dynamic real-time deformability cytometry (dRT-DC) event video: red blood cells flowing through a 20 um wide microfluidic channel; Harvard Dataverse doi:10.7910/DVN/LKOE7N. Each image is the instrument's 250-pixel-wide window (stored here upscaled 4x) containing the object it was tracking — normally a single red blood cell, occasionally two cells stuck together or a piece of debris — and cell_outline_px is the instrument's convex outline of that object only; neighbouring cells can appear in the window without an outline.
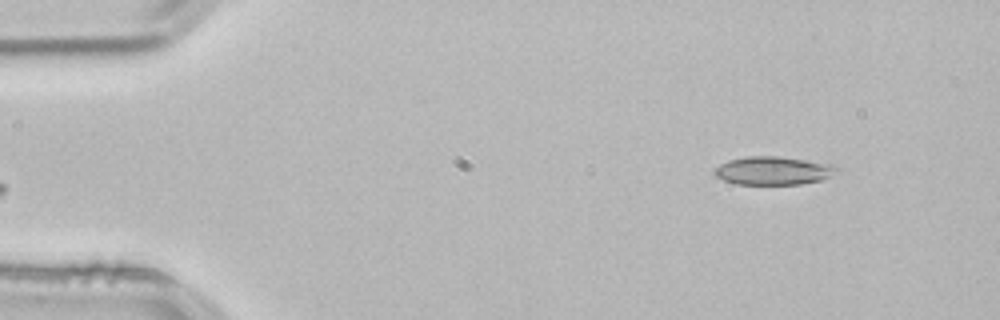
{"species": "common noctule bat (a hibernating species)", "species_latin": "Nyctalus noctula", "temperature_condition": "room temperature", "stored_images_in_passage": 48, "camera_frame_rate_fps": 3000, "um_per_image_px": 0.085, "animal": {"sex": "male", "body_mass_g": 21.5, "forearm_length_mm": 52.0}, "frame": {"image": 1, "passage_image": 1, "time_ms": 0.0, "image_size_px": [1000, 320], "cell_outline_px": [[840, 172], [820, 180], [800, 184], [736, 184], [724, 180], [716, 176], [712, 172], [720, 164], [728, 160], [748, 156], [776, 156], [832, 164]], "centroid_in_image_um": [65.71, 14.51], "position_along_channel_um": 19.3, "area_um2": 20.0}}
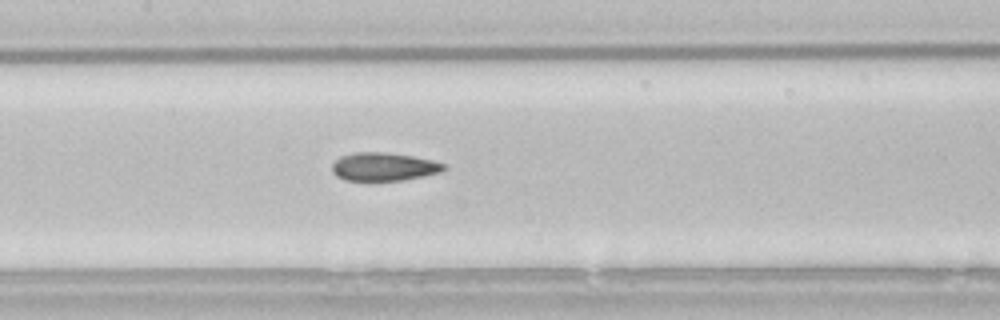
{"frame": {"image": 2, "passage_image": 20, "time_ms": 6.333, "image_size_px": [1000, 320], "cell_outline_px": [[448, 168], [440, 172], [424, 176], [404, 180], [344, 180], [336, 176], [332, 172], [332, 164], [340, 156], [352, 152], [384, 152], [412, 156], [432, 160], [444, 164]], "centroid_in_image_um": [32.6, 14.17], "position_along_channel_um": 174.8, "area_um2": 18.44}}
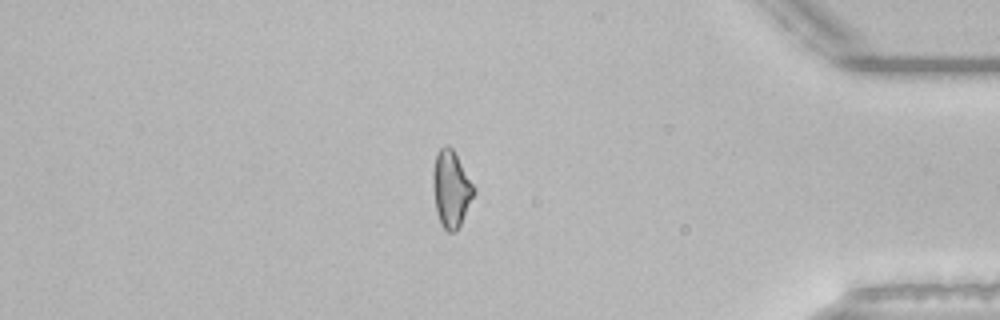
{"frame": {"image": 3, "passage_image": 40, "time_ms": 13.0, "image_size_px": [1000, 320], "cell_outline_px": [[476, 192], [456, 232], [448, 232], [440, 224], [436, 208], [432, 184], [432, 172], [436, 152], [444, 144], [448, 144], [452, 148], [476, 188]], "centroid_in_image_um": [38.34, 16.03], "position_along_channel_um": 396.9, "area_um2": 18.38}, "authors_computed_cell_mechanics": {"area_um2": 18.8139, "velocity_mm_per_s": 3.8464, "shape_relaxation_time_tau1_ms": 11.209, "shape_relaxation_time_tau2_ms": 2.3278, "deformation_change_tau1": 0.1933, "deformation_change_tau2": 0.081}}